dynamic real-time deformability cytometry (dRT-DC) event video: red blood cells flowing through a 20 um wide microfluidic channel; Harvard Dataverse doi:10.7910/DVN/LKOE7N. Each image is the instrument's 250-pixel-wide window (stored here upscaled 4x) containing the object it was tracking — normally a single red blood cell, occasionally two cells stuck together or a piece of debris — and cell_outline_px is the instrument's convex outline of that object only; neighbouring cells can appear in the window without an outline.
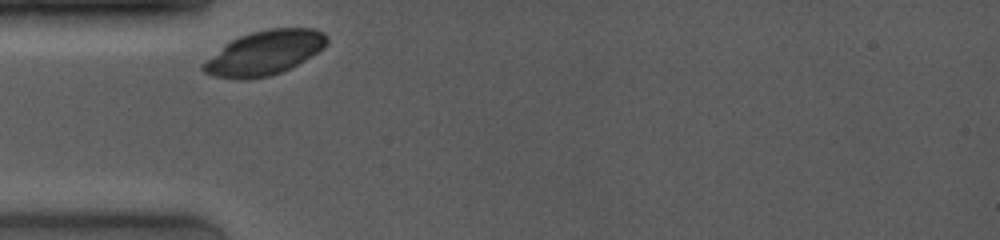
{"species": "common noctule bat (a hibernating species)", "species_latin": "Nyctalus noctula", "temperature_condition": "room temperature", "stored_images_in_passage": 9, "camera_frame_rate_fps": 4000, "um_per_image_px": 0.085, "animal": {"sex": "female", "body_mass_g": 19.0, "forearm_length_mm": 53.3}, "frame": {"image": 1, "passage_image": 1, "time_ms": 0.0, "image_size_px": [1000, 240], "cell_outline_px": [[328, 40], [324, 48], [304, 60], [280, 72], [268, 76], [244, 80], [216, 76], [204, 72], [200, 68], [200, 64], [232, 40], [240, 36], [252, 32], [268, 28], [312, 28], [324, 32], [328, 36]], "centroid_in_image_um": [22.49, 4.48], "position_along_channel_um": 62.5, "area_um2": 31.56}}
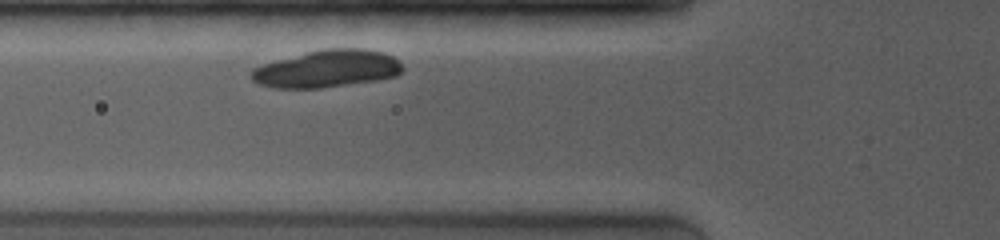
{"frame": {"image": 2, "passage_image": 6, "time_ms": 1.0, "image_size_px": [1000, 240], "cell_outline_px": [[404, 68], [396, 76], [376, 80], [320, 88], [272, 88], [256, 84], [248, 76], [252, 68], [276, 60], [304, 52], [320, 48], [364, 48], [384, 52], [392, 56]], "centroid_in_image_um": [27.74, 5.84], "position_along_channel_um": 98.1, "area_um2": 33.23}}